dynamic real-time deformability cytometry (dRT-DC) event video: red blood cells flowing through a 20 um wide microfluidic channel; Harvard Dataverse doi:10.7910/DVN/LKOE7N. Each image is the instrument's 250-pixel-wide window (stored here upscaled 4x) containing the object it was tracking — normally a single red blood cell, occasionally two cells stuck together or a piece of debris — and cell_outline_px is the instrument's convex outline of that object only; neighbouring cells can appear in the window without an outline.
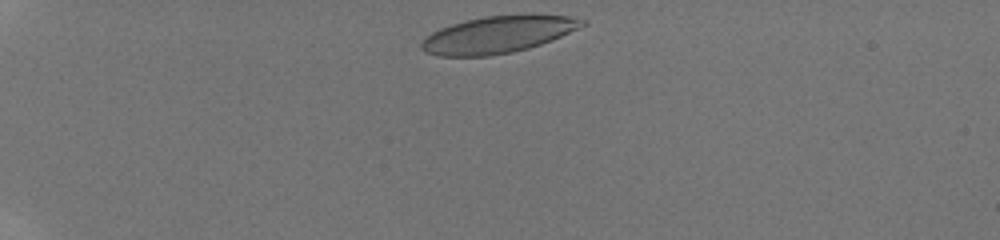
{"species": "human", "species_latin": "Homo sapiens", "temperature_condition": "room temperature", "stored_images_in_passage": 5, "camera_frame_rate_fps": 3000, "um_per_image_px": 0.085, "donor": {"sex": "male"}, "frame": {"image": 1, "passage_image": 1, "time_ms": 0.0, "image_size_px": [1000, 240], "cell_outline_px": [[588, 24], [552, 40], [528, 48], [512, 52], [488, 56], [436, 56], [424, 52], [420, 48], [420, 44], [432, 32], [440, 28], [464, 20], [484, 16], [568, 16], [588, 20]], "centroid_in_image_um": [42.29, 2.96], "position_along_channel_um": 42.7, "area_um2": 34.16}}
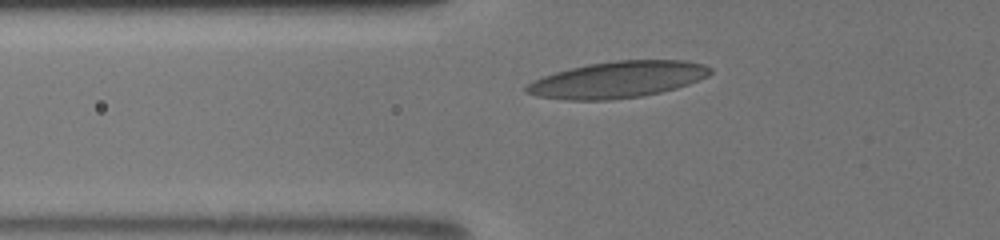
{"frame": {"image": 2, "passage_image": 4, "time_ms": 2.333, "image_size_px": [1000, 240], "cell_outline_px": [[712, 72], [708, 76], [688, 84], [676, 88], [660, 92], [640, 96], [608, 100], [564, 100], [536, 96], [524, 92], [524, 88], [528, 84], [544, 76], [568, 68], [588, 64], [616, 60], [684, 60], [704, 64], [712, 68]], "centroid_in_image_um": [52.5, 6.76], "position_along_channel_um": 73.3, "area_um2": 39.02}}